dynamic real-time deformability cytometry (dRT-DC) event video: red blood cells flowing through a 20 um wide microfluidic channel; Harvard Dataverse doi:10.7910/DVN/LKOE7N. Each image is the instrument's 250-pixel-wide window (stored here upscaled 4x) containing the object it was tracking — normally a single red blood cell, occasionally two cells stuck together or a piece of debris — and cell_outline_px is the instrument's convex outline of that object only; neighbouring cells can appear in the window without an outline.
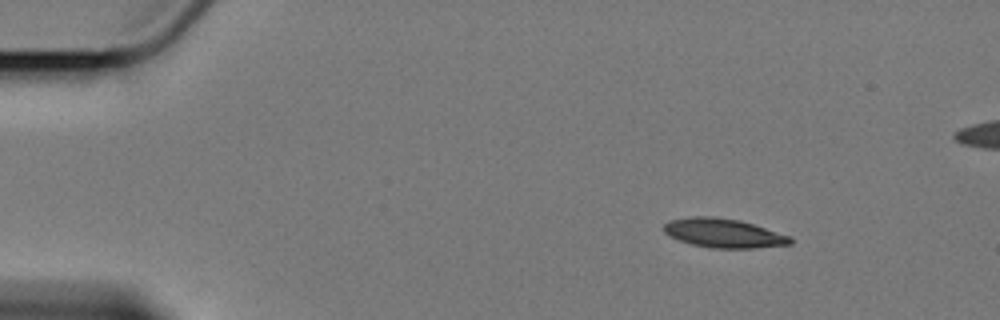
{"species": "Egyptian fruit bat (a non-hibernating species)", "species_latin": "Rousettus aegyptiacus", "temperature_condition": "cold", "stored_images_in_passage": 13, "camera_frame_rate_fps": 3000, "um_per_image_px": 0.085, "animal": {"sex": "female"}, "frame": {"image": 1, "passage_image": 6, "time_ms": 1.667, "image_size_px": [1000, 320], "cell_outline_px": [[792, 244], [752, 248], [712, 248], [692, 244], [680, 240], [664, 232], [664, 224], [668, 220], [692, 216], [712, 216], [740, 220], [792, 236]], "centroid_in_image_um": [61.52, 19.8], "position_along_channel_um": 23.5, "area_um2": 21.39}}